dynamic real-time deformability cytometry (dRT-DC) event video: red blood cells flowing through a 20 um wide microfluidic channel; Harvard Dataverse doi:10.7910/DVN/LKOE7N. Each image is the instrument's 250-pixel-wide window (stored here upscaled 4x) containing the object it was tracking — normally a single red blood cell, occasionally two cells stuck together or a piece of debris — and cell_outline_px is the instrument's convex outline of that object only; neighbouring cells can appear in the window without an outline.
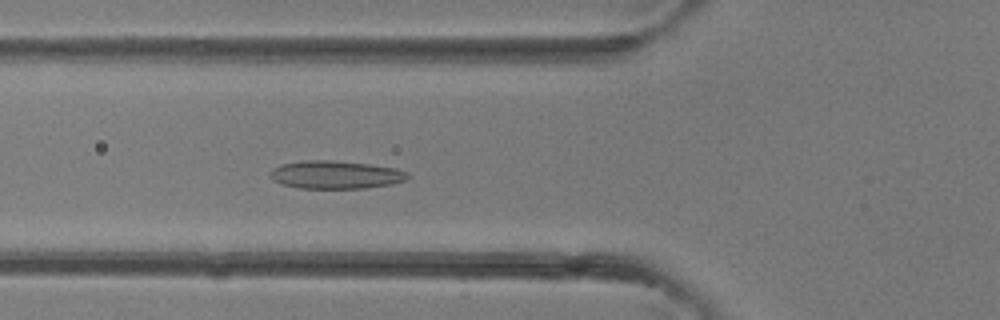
{"species": "common noctule bat (a hibernating species)", "species_latin": "Nyctalus noctula", "temperature_condition": "room temperature", "stored_images_in_passage": 9, "camera_frame_rate_fps": 3000, "um_per_image_px": 0.085, "animal": {"sex": "female"}, "frame": {"image": 1, "passage_image": 4, "time_ms": 1.0, "image_size_px": [1000, 320], "cell_outline_px": [[412, 176], [404, 180], [392, 184], [364, 188], [300, 188], [280, 184], [272, 180], [268, 176], [268, 172], [272, 168], [280, 164], [304, 160], [332, 160], [368, 164], [396, 168], [408, 172]], "centroid_in_image_um": [28.48, 14.85], "position_along_channel_um": 97.3, "area_um2": 22.72}}
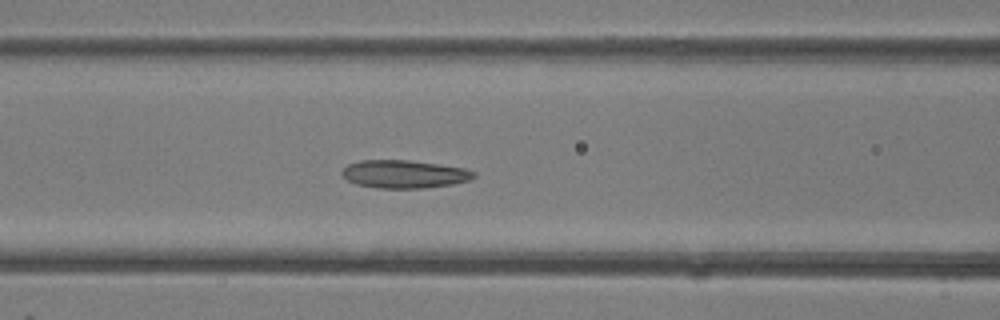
{"frame": {"image": 2, "passage_image": 6, "time_ms": 1.667, "image_size_px": [1000, 320], "cell_outline_px": [[476, 176], [468, 180], [452, 184], [424, 188], [376, 188], [356, 184], [348, 180], [340, 172], [348, 164], [360, 160], [408, 160], [464, 168], [476, 172]], "centroid_in_image_um": [34.34, 14.8], "position_along_channel_um": 132.3, "area_um2": 21.39}}
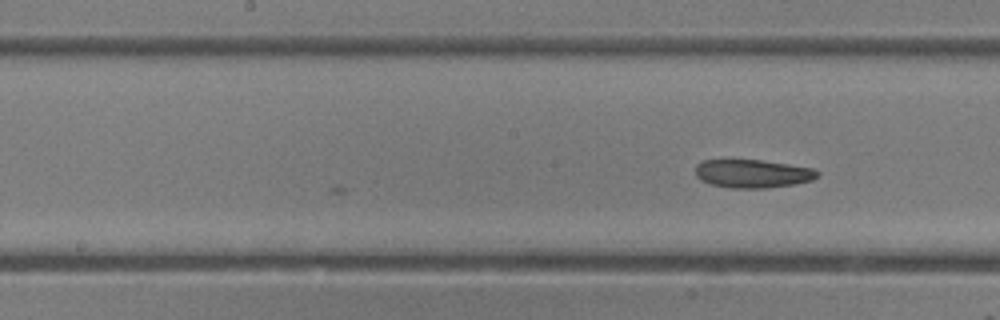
{"frame": {"image": 3, "passage_image": 9, "time_ms": 2.667, "image_size_px": [1000, 320], "cell_outline_px": [[820, 176], [812, 180], [796, 184], [768, 188], [728, 188], [712, 184], [700, 180], [696, 176], [696, 164], [704, 160], [760, 160], [816, 168], [820, 172]], "centroid_in_image_um": [64.02, 14.76], "position_along_channel_um": 184.2, "area_um2": 20.35}}